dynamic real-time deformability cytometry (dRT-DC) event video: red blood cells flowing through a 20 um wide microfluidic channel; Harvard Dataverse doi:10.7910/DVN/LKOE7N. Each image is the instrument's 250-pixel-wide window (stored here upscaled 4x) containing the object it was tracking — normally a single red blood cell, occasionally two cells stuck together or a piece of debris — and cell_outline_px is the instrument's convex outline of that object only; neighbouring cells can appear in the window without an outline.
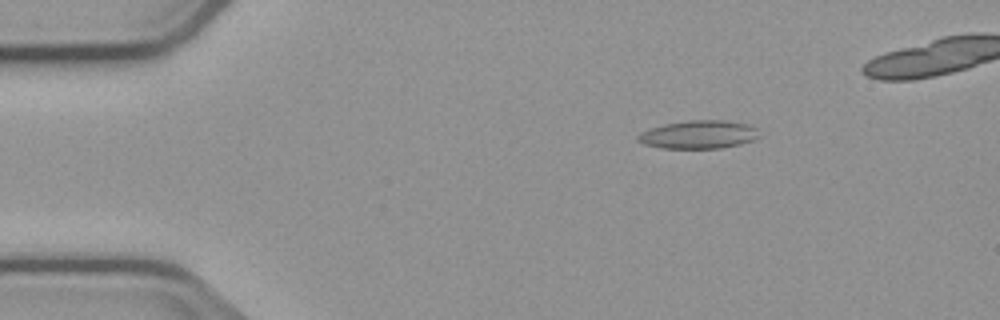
{"species": "common noctule bat (a hibernating species)", "species_latin": "Nyctalus noctula", "temperature_condition": "cold", "stored_images_in_passage": 4, "camera_frame_rate_fps": 3000, "um_per_image_px": 0.085, "animal": {"sex": "male", "body_mass_g": 23.1, "forearm_length_mm": 52.7}, "frame": {"image": 1, "passage_image": 1, "time_ms": 0.0, "image_size_px": [1000, 320], "cell_outline_px": [[760, 136], [752, 140], [740, 144], [720, 148], [660, 148], [644, 144], [636, 140], [636, 136], [640, 132], [664, 124], [688, 120], [724, 120], [748, 124], [756, 128]], "centroid_in_image_um": [59.36, 11.43], "position_along_channel_um": 25.6, "area_um2": 19.94}}